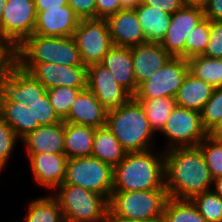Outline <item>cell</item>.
Wrapping results in <instances>:
<instances>
[{
  "label": "cell",
  "mask_w": 222,
  "mask_h": 222,
  "mask_svg": "<svg viewBox=\"0 0 222 222\" xmlns=\"http://www.w3.org/2000/svg\"><path fill=\"white\" fill-rule=\"evenodd\" d=\"M106 22L114 46L131 48L147 42L135 9H122Z\"/></svg>",
  "instance_id": "obj_16"
},
{
  "label": "cell",
  "mask_w": 222,
  "mask_h": 222,
  "mask_svg": "<svg viewBox=\"0 0 222 222\" xmlns=\"http://www.w3.org/2000/svg\"><path fill=\"white\" fill-rule=\"evenodd\" d=\"M213 185L215 188L211 189H214L213 191L222 198V176L214 178Z\"/></svg>",
  "instance_id": "obj_49"
},
{
  "label": "cell",
  "mask_w": 222,
  "mask_h": 222,
  "mask_svg": "<svg viewBox=\"0 0 222 222\" xmlns=\"http://www.w3.org/2000/svg\"><path fill=\"white\" fill-rule=\"evenodd\" d=\"M68 5L80 19L96 18V0H68Z\"/></svg>",
  "instance_id": "obj_41"
},
{
  "label": "cell",
  "mask_w": 222,
  "mask_h": 222,
  "mask_svg": "<svg viewBox=\"0 0 222 222\" xmlns=\"http://www.w3.org/2000/svg\"><path fill=\"white\" fill-rule=\"evenodd\" d=\"M128 152L113 168V191H143L165 188L164 151Z\"/></svg>",
  "instance_id": "obj_2"
},
{
  "label": "cell",
  "mask_w": 222,
  "mask_h": 222,
  "mask_svg": "<svg viewBox=\"0 0 222 222\" xmlns=\"http://www.w3.org/2000/svg\"><path fill=\"white\" fill-rule=\"evenodd\" d=\"M184 5L203 7L208 0H182Z\"/></svg>",
  "instance_id": "obj_50"
},
{
  "label": "cell",
  "mask_w": 222,
  "mask_h": 222,
  "mask_svg": "<svg viewBox=\"0 0 222 222\" xmlns=\"http://www.w3.org/2000/svg\"><path fill=\"white\" fill-rule=\"evenodd\" d=\"M28 107L33 114V131L39 126L52 125L63 121L53 109L47 93L39 100L29 103Z\"/></svg>",
  "instance_id": "obj_35"
},
{
  "label": "cell",
  "mask_w": 222,
  "mask_h": 222,
  "mask_svg": "<svg viewBox=\"0 0 222 222\" xmlns=\"http://www.w3.org/2000/svg\"><path fill=\"white\" fill-rule=\"evenodd\" d=\"M207 135L214 140L222 141V119L207 132Z\"/></svg>",
  "instance_id": "obj_46"
},
{
  "label": "cell",
  "mask_w": 222,
  "mask_h": 222,
  "mask_svg": "<svg viewBox=\"0 0 222 222\" xmlns=\"http://www.w3.org/2000/svg\"><path fill=\"white\" fill-rule=\"evenodd\" d=\"M52 196L58 201L65 222H104L109 211L105 196L79 186L61 184Z\"/></svg>",
  "instance_id": "obj_5"
},
{
  "label": "cell",
  "mask_w": 222,
  "mask_h": 222,
  "mask_svg": "<svg viewBox=\"0 0 222 222\" xmlns=\"http://www.w3.org/2000/svg\"><path fill=\"white\" fill-rule=\"evenodd\" d=\"M164 171L169 197L191 200L212 190L213 178L198 146L164 151Z\"/></svg>",
  "instance_id": "obj_1"
},
{
  "label": "cell",
  "mask_w": 222,
  "mask_h": 222,
  "mask_svg": "<svg viewBox=\"0 0 222 222\" xmlns=\"http://www.w3.org/2000/svg\"><path fill=\"white\" fill-rule=\"evenodd\" d=\"M187 60L181 57H171L156 73L138 86L134 99H154L161 97H176L186 74Z\"/></svg>",
  "instance_id": "obj_10"
},
{
  "label": "cell",
  "mask_w": 222,
  "mask_h": 222,
  "mask_svg": "<svg viewBox=\"0 0 222 222\" xmlns=\"http://www.w3.org/2000/svg\"><path fill=\"white\" fill-rule=\"evenodd\" d=\"M45 93L47 89L19 65L0 81V94L7 101L18 102L22 106L39 100Z\"/></svg>",
  "instance_id": "obj_15"
},
{
  "label": "cell",
  "mask_w": 222,
  "mask_h": 222,
  "mask_svg": "<svg viewBox=\"0 0 222 222\" xmlns=\"http://www.w3.org/2000/svg\"><path fill=\"white\" fill-rule=\"evenodd\" d=\"M73 38L85 66L101 63L105 54L114 46L106 19H80Z\"/></svg>",
  "instance_id": "obj_9"
},
{
  "label": "cell",
  "mask_w": 222,
  "mask_h": 222,
  "mask_svg": "<svg viewBox=\"0 0 222 222\" xmlns=\"http://www.w3.org/2000/svg\"><path fill=\"white\" fill-rule=\"evenodd\" d=\"M113 75L116 82L123 87L132 97L138 86L134 76L133 60L130 48L113 46L104 55L101 62Z\"/></svg>",
  "instance_id": "obj_22"
},
{
  "label": "cell",
  "mask_w": 222,
  "mask_h": 222,
  "mask_svg": "<svg viewBox=\"0 0 222 222\" xmlns=\"http://www.w3.org/2000/svg\"><path fill=\"white\" fill-rule=\"evenodd\" d=\"M107 111L94 94L85 88L78 93L63 122L101 128L106 126Z\"/></svg>",
  "instance_id": "obj_19"
},
{
  "label": "cell",
  "mask_w": 222,
  "mask_h": 222,
  "mask_svg": "<svg viewBox=\"0 0 222 222\" xmlns=\"http://www.w3.org/2000/svg\"><path fill=\"white\" fill-rule=\"evenodd\" d=\"M36 12L68 5V0H34Z\"/></svg>",
  "instance_id": "obj_45"
},
{
  "label": "cell",
  "mask_w": 222,
  "mask_h": 222,
  "mask_svg": "<svg viewBox=\"0 0 222 222\" xmlns=\"http://www.w3.org/2000/svg\"><path fill=\"white\" fill-rule=\"evenodd\" d=\"M18 65L17 47L0 35V81Z\"/></svg>",
  "instance_id": "obj_38"
},
{
  "label": "cell",
  "mask_w": 222,
  "mask_h": 222,
  "mask_svg": "<svg viewBox=\"0 0 222 222\" xmlns=\"http://www.w3.org/2000/svg\"><path fill=\"white\" fill-rule=\"evenodd\" d=\"M134 76L139 86L156 73L172 57L160 43L146 42L130 48Z\"/></svg>",
  "instance_id": "obj_20"
},
{
  "label": "cell",
  "mask_w": 222,
  "mask_h": 222,
  "mask_svg": "<svg viewBox=\"0 0 222 222\" xmlns=\"http://www.w3.org/2000/svg\"><path fill=\"white\" fill-rule=\"evenodd\" d=\"M136 222H152V221H139V220H136Z\"/></svg>",
  "instance_id": "obj_52"
},
{
  "label": "cell",
  "mask_w": 222,
  "mask_h": 222,
  "mask_svg": "<svg viewBox=\"0 0 222 222\" xmlns=\"http://www.w3.org/2000/svg\"><path fill=\"white\" fill-rule=\"evenodd\" d=\"M135 100L142 105L154 133L162 131L166 120L176 106L174 97Z\"/></svg>",
  "instance_id": "obj_30"
},
{
  "label": "cell",
  "mask_w": 222,
  "mask_h": 222,
  "mask_svg": "<svg viewBox=\"0 0 222 222\" xmlns=\"http://www.w3.org/2000/svg\"><path fill=\"white\" fill-rule=\"evenodd\" d=\"M210 37V20L204 17L185 40V59L203 55Z\"/></svg>",
  "instance_id": "obj_33"
},
{
  "label": "cell",
  "mask_w": 222,
  "mask_h": 222,
  "mask_svg": "<svg viewBox=\"0 0 222 222\" xmlns=\"http://www.w3.org/2000/svg\"><path fill=\"white\" fill-rule=\"evenodd\" d=\"M46 89L68 86L87 88V66H66L55 63H18Z\"/></svg>",
  "instance_id": "obj_12"
},
{
  "label": "cell",
  "mask_w": 222,
  "mask_h": 222,
  "mask_svg": "<svg viewBox=\"0 0 222 222\" xmlns=\"http://www.w3.org/2000/svg\"><path fill=\"white\" fill-rule=\"evenodd\" d=\"M120 10V0H96V18L106 19Z\"/></svg>",
  "instance_id": "obj_42"
},
{
  "label": "cell",
  "mask_w": 222,
  "mask_h": 222,
  "mask_svg": "<svg viewBox=\"0 0 222 222\" xmlns=\"http://www.w3.org/2000/svg\"><path fill=\"white\" fill-rule=\"evenodd\" d=\"M203 56L222 58V20H210V37Z\"/></svg>",
  "instance_id": "obj_40"
},
{
  "label": "cell",
  "mask_w": 222,
  "mask_h": 222,
  "mask_svg": "<svg viewBox=\"0 0 222 222\" xmlns=\"http://www.w3.org/2000/svg\"><path fill=\"white\" fill-rule=\"evenodd\" d=\"M85 88L60 86L47 89L51 105L57 115L63 120L69 113L78 93Z\"/></svg>",
  "instance_id": "obj_34"
},
{
  "label": "cell",
  "mask_w": 222,
  "mask_h": 222,
  "mask_svg": "<svg viewBox=\"0 0 222 222\" xmlns=\"http://www.w3.org/2000/svg\"><path fill=\"white\" fill-rule=\"evenodd\" d=\"M64 122L39 126L20 141L24 143L27 154H62L64 149Z\"/></svg>",
  "instance_id": "obj_21"
},
{
  "label": "cell",
  "mask_w": 222,
  "mask_h": 222,
  "mask_svg": "<svg viewBox=\"0 0 222 222\" xmlns=\"http://www.w3.org/2000/svg\"><path fill=\"white\" fill-rule=\"evenodd\" d=\"M96 128L64 122L65 155L70 158L91 156Z\"/></svg>",
  "instance_id": "obj_24"
},
{
  "label": "cell",
  "mask_w": 222,
  "mask_h": 222,
  "mask_svg": "<svg viewBox=\"0 0 222 222\" xmlns=\"http://www.w3.org/2000/svg\"><path fill=\"white\" fill-rule=\"evenodd\" d=\"M222 119V87L214 88L211 98L201 111L203 128L208 132Z\"/></svg>",
  "instance_id": "obj_37"
},
{
  "label": "cell",
  "mask_w": 222,
  "mask_h": 222,
  "mask_svg": "<svg viewBox=\"0 0 222 222\" xmlns=\"http://www.w3.org/2000/svg\"><path fill=\"white\" fill-rule=\"evenodd\" d=\"M0 115L20 139L33 131V114L28 106L7 101L0 94Z\"/></svg>",
  "instance_id": "obj_27"
},
{
  "label": "cell",
  "mask_w": 222,
  "mask_h": 222,
  "mask_svg": "<svg viewBox=\"0 0 222 222\" xmlns=\"http://www.w3.org/2000/svg\"><path fill=\"white\" fill-rule=\"evenodd\" d=\"M24 222H65L58 201L50 194L33 199Z\"/></svg>",
  "instance_id": "obj_29"
},
{
  "label": "cell",
  "mask_w": 222,
  "mask_h": 222,
  "mask_svg": "<svg viewBox=\"0 0 222 222\" xmlns=\"http://www.w3.org/2000/svg\"><path fill=\"white\" fill-rule=\"evenodd\" d=\"M106 127L127 152L152 149L155 133L142 105L133 97L126 104L107 111Z\"/></svg>",
  "instance_id": "obj_3"
},
{
  "label": "cell",
  "mask_w": 222,
  "mask_h": 222,
  "mask_svg": "<svg viewBox=\"0 0 222 222\" xmlns=\"http://www.w3.org/2000/svg\"><path fill=\"white\" fill-rule=\"evenodd\" d=\"M141 0H120L122 9H135Z\"/></svg>",
  "instance_id": "obj_48"
},
{
  "label": "cell",
  "mask_w": 222,
  "mask_h": 222,
  "mask_svg": "<svg viewBox=\"0 0 222 222\" xmlns=\"http://www.w3.org/2000/svg\"><path fill=\"white\" fill-rule=\"evenodd\" d=\"M160 133L169 140L164 151L198 146L207 136V131L202 126L201 113L177 105Z\"/></svg>",
  "instance_id": "obj_8"
},
{
  "label": "cell",
  "mask_w": 222,
  "mask_h": 222,
  "mask_svg": "<svg viewBox=\"0 0 222 222\" xmlns=\"http://www.w3.org/2000/svg\"><path fill=\"white\" fill-rule=\"evenodd\" d=\"M203 11L209 20H222V0H208Z\"/></svg>",
  "instance_id": "obj_44"
},
{
  "label": "cell",
  "mask_w": 222,
  "mask_h": 222,
  "mask_svg": "<svg viewBox=\"0 0 222 222\" xmlns=\"http://www.w3.org/2000/svg\"><path fill=\"white\" fill-rule=\"evenodd\" d=\"M147 42L160 43L171 23V16L158 8L140 4L135 8Z\"/></svg>",
  "instance_id": "obj_25"
},
{
  "label": "cell",
  "mask_w": 222,
  "mask_h": 222,
  "mask_svg": "<svg viewBox=\"0 0 222 222\" xmlns=\"http://www.w3.org/2000/svg\"><path fill=\"white\" fill-rule=\"evenodd\" d=\"M18 63L85 66L73 37L30 35L18 48Z\"/></svg>",
  "instance_id": "obj_4"
},
{
  "label": "cell",
  "mask_w": 222,
  "mask_h": 222,
  "mask_svg": "<svg viewBox=\"0 0 222 222\" xmlns=\"http://www.w3.org/2000/svg\"><path fill=\"white\" fill-rule=\"evenodd\" d=\"M203 7L184 5L171 16V23L160 45L172 56L185 59V40L204 18Z\"/></svg>",
  "instance_id": "obj_13"
},
{
  "label": "cell",
  "mask_w": 222,
  "mask_h": 222,
  "mask_svg": "<svg viewBox=\"0 0 222 222\" xmlns=\"http://www.w3.org/2000/svg\"><path fill=\"white\" fill-rule=\"evenodd\" d=\"M18 140L15 132L0 115V166L5 169Z\"/></svg>",
  "instance_id": "obj_39"
},
{
  "label": "cell",
  "mask_w": 222,
  "mask_h": 222,
  "mask_svg": "<svg viewBox=\"0 0 222 222\" xmlns=\"http://www.w3.org/2000/svg\"><path fill=\"white\" fill-rule=\"evenodd\" d=\"M127 153L106 126L96 128L91 156L114 168L125 158Z\"/></svg>",
  "instance_id": "obj_26"
},
{
  "label": "cell",
  "mask_w": 222,
  "mask_h": 222,
  "mask_svg": "<svg viewBox=\"0 0 222 222\" xmlns=\"http://www.w3.org/2000/svg\"><path fill=\"white\" fill-rule=\"evenodd\" d=\"M36 15L34 0H7L0 22V35L18 48L34 33Z\"/></svg>",
  "instance_id": "obj_11"
},
{
  "label": "cell",
  "mask_w": 222,
  "mask_h": 222,
  "mask_svg": "<svg viewBox=\"0 0 222 222\" xmlns=\"http://www.w3.org/2000/svg\"><path fill=\"white\" fill-rule=\"evenodd\" d=\"M161 222H207L189 199L169 197L165 203Z\"/></svg>",
  "instance_id": "obj_31"
},
{
  "label": "cell",
  "mask_w": 222,
  "mask_h": 222,
  "mask_svg": "<svg viewBox=\"0 0 222 222\" xmlns=\"http://www.w3.org/2000/svg\"><path fill=\"white\" fill-rule=\"evenodd\" d=\"M34 180L47 189L63 184L68 158L62 154H27Z\"/></svg>",
  "instance_id": "obj_18"
},
{
  "label": "cell",
  "mask_w": 222,
  "mask_h": 222,
  "mask_svg": "<svg viewBox=\"0 0 222 222\" xmlns=\"http://www.w3.org/2000/svg\"><path fill=\"white\" fill-rule=\"evenodd\" d=\"M213 90L211 84L188 72L176 94V105L201 113Z\"/></svg>",
  "instance_id": "obj_23"
},
{
  "label": "cell",
  "mask_w": 222,
  "mask_h": 222,
  "mask_svg": "<svg viewBox=\"0 0 222 222\" xmlns=\"http://www.w3.org/2000/svg\"><path fill=\"white\" fill-rule=\"evenodd\" d=\"M104 222H136V220H128L121 218L115 214H113L110 210L108 211Z\"/></svg>",
  "instance_id": "obj_47"
},
{
  "label": "cell",
  "mask_w": 222,
  "mask_h": 222,
  "mask_svg": "<svg viewBox=\"0 0 222 222\" xmlns=\"http://www.w3.org/2000/svg\"><path fill=\"white\" fill-rule=\"evenodd\" d=\"M200 148L205 163L207 164L212 178L222 176V141L212 139L206 136L205 139L198 145Z\"/></svg>",
  "instance_id": "obj_36"
},
{
  "label": "cell",
  "mask_w": 222,
  "mask_h": 222,
  "mask_svg": "<svg viewBox=\"0 0 222 222\" xmlns=\"http://www.w3.org/2000/svg\"><path fill=\"white\" fill-rule=\"evenodd\" d=\"M87 88L107 110L118 108L132 98L101 63L87 67Z\"/></svg>",
  "instance_id": "obj_14"
},
{
  "label": "cell",
  "mask_w": 222,
  "mask_h": 222,
  "mask_svg": "<svg viewBox=\"0 0 222 222\" xmlns=\"http://www.w3.org/2000/svg\"><path fill=\"white\" fill-rule=\"evenodd\" d=\"M188 71L193 76L211 84L214 88L222 87V58H208L197 55L187 59Z\"/></svg>",
  "instance_id": "obj_28"
},
{
  "label": "cell",
  "mask_w": 222,
  "mask_h": 222,
  "mask_svg": "<svg viewBox=\"0 0 222 222\" xmlns=\"http://www.w3.org/2000/svg\"><path fill=\"white\" fill-rule=\"evenodd\" d=\"M168 198L166 189L112 191L109 210L128 220L161 222Z\"/></svg>",
  "instance_id": "obj_6"
},
{
  "label": "cell",
  "mask_w": 222,
  "mask_h": 222,
  "mask_svg": "<svg viewBox=\"0 0 222 222\" xmlns=\"http://www.w3.org/2000/svg\"><path fill=\"white\" fill-rule=\"evenodd\" d=\"M34 33L41 36L73 37L80 18L69 6L36 12Z\"/></svg>",
  "instance_id": "obj_17"
},
{
  "label": "cell",
  "mask_w": 222,
  "mask_h": 222,
  "mask_svg": "<svg viewBox=\"0 0 222 222\" xmlns=\"http://www.w3.org/2000/svg\"><path fill=\"white\" fill-rule=\"evenodd\" d=\"M191 201L207 222H222V198L213 189L194 196Z\"/></svg>",
  "instance_id": "obj_32"
},
{
  "label": "cell",
  "mask_w": 222,
  "mask_h": 222,
  "mask_svg": "<svg viewBox=\"0 0 222 222\" xmlns=\"http://www.w3.org/2000/svg\"><path fill=\"white\" fill-rule=\"evenodd\" d=\"M6 3H7V0H0V22H1V18H2Z\"/></svg>",
  "instance_id": "obj_51"
},
{
  "label": "cell",
  "mask_w": 222,
  "mask_h": 222,
  "mask_svg": "<svg viewBox=\"0 0 222 222\" xmlns=\"http://www.w3.org/2000/svg\"><path fill=\"white\" fill-rule=\"evenodd\" d=\"M113 167L94 156L70 158L63 184L79 186L105 196L113 191Z\"/></svg>",
  "instance_id": "obj_7"
},
{
  "label": "cell",
  "mask_w": 222,
  "mask_h": 222,
  "mask_svg": "<svg viewBox=\"0 0 222 222\" xmlns=\"http://www.w3.org/2000/svg\"><path fill=\"white\" fill-rule=\"evenodd\" d=\"M140 4L158 8L170 15L184 6L182 0H141Z\"/></svg>",
  "instance_id": "obj_43"
}]
</instances>
